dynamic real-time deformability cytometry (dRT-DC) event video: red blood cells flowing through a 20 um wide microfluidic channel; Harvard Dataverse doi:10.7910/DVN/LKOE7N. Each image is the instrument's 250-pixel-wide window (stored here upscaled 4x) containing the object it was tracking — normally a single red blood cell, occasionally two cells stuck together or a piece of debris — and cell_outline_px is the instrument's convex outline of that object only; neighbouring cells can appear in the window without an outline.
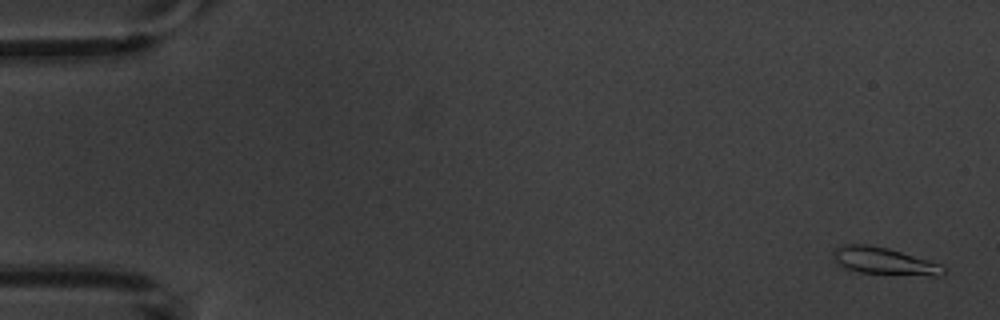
{"species": "common noctule bat (a hibernating species)", "species_latin": "Nyctalus noctula", "temperature_condition": "warm", "stored_images_in_passage": 4, "camera_frame_rate_fps": 3000, "um_per_image_px": 0.085, "animal": {"sex": "male", "body_mass_g": 20.1, "forearm_length_mm": 53.5}, "frame": {"image": 1, "passage_image": 1, "time_ms": 0.0, "image_size_px": [1000, 320], "cell_outline_px": [[944, 272], [940, 276], [932, 276], [860, 272], [844, 268], [832, 256], [832, 252], [836, 248], [844, 244], [868, 244], [888, 248], [928, 260], [940, 264], [944, 268]], "centroid_in_image_um": [75.13, 22.18], "position_along_channel_um": 9.9, "area_um2": 17.22}}